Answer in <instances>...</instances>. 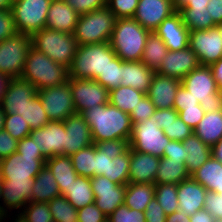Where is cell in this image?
I'll use <instances>...</instances> for the list:
<instances>
[{
	"label": "cell",
	"instance_id": "60",
	"mask_svg": "<svg viewBox=\"0 0 222 222\" xmlns=\"http://www.w3.org/2000/svg\"><path fill=\"white\" fill-rule=\"evenodd\" d=\"M187 152H185V147L182 141L171 140L168 146L165 147L163 152V157L170 158L175 161H183L187 158Z\"/></svg>",
	"mask_w": 222,
	"mask_h": 222
},
{
	"label": "cell",
	"instance_id": "3",
	"mask_svg": "<svg viewBox=\"0 0 222 222\" xmlns=\"http://www.w3.org/2000/svg\"><path fill=\"white\" fill-rule=\"evenodd\" d=\"M21 78L32 83L38 91L66 82L69 70L31 46Z\"/></svg>",
	"mask_w": 222,
	"mask_h": 222
},
{
	"label": "cell",
	"instance_id": "15",
	"mask_svg": "<svg viewBox=\"0 0 222 222\" xmlns=\"http://www.w3.org/2000/svg\"><path fill=\"white\" fill-rule=\"evenodd\" d=\"M95 205L107 216L124 204L125 186L112 182L103 175L91 178Z\"/></svg>",
	"mask_w": 222,
	"mask_h": 222
},
{
	"label": "cell",
	"instance_id": "65",
	"mask_svg": "<svg viewBox=\"0 0 222 222\" xmlns=\"http://www.w3.org/2000/svg\"><path fill=\"white\" fill-rule=\"evenodd\" d=\"M206 9L215 24L222 23V0H209Z\"/></svg>",
	"mask_w": 222,
	"mask_h": 222
},
{
	"label": "cell",
	"instance_id": "54",
	"mask_svg": "<svg viewBox=\"0 0 222 222\" xmlns=\"http://www.w3.org/2000/svg\"><path fill=\"white\" fill-rule=\"evenodd\" d=\"M204 209L207 210L215 220H222V194L214 191H207Z\"/></svg>",
	"mask_w": 222,
	"mask_h": 222
},
{
	"label": "cell",
	"instance_id": "20",
	"mask_svg": "<svg viewBox=\"0 0 222 222\" xmlns=\"http://www.w3.org/2000/svg\"><path fill=\"white\" fill-rule=\"evenodd\" d=\"M37 94L35 86L21 77L10 78L0 105L6 114L22 112L27 102Z\"/></svg>",
	"mask_w": 222,
	"mask_h": 222
},
{
	"label": "cell",
	"instance_id": "72",
	"mask_svg": "<svg viewBox=\"0 0 222 222\" xmlns=\"http://www.w3.org/2000/svg\"><path fill=\"white\" fill-rule=\"evenodd\" d=\"M13 213H9L7 214L4 210H3V207L0 205V222H4L5 220H11V215ZM8 218V219H7Z\"/></svg>",
	"mask_w": 222,
	"mask_h": 222
},
{
	"label": "cell",
	"instance_id": "59",
	"mask_svg": "<svg viewBox=\"0 0 222 222\" xmlns=\"http://www.w3.org/2000/svg\"><path fill=\"white\" fill-rule=\"evenodd\" d=\"M18 140L5 130L0 131V160L9 157L17 151Z\"/></svg>",
	"mask_w": 222,
	"mask_h": 222
},
{
	"label": "cell",
	"instance_id": "13",
	"mask_svg": "<svg viewBox=\"0 0 222 222\" xmlns=\"http://www.w3.org/2000/svg\"><path fill=\"white\" fill-rule=\"evenodd\" d=\"M70 89L76 113L109 103V91L94 79L70 78Z\"/></svg>",
	"mask_w": 222,
	"mask_h": 222
},
{
	"label": "cell",
	"instance_id": "52",
	"mask_svg": "<svg viewBox=\"0 0 222 222\" xmlns=\"http://www.w3.org/2000/svg\"><path fill=\"white\" fill-rule=\"evenodd\" d=\"M79 15L107 6V0H65Z\"/></svg>",
	"mask_w": 222,
	"mask_h": 222
},
{
	"label": "cell",
	"instance_id": "35",
	"mask_svg": "<svg viewBox=\"0 0 222 222\" xmlns=\"http://www.w3.org/2000/svg\"><path fill=\"white\" fill-rule=\"evenodd\" d=\"M147 94L130 86L120 85L109 92V103L130 114Z\"/></svg>",
	"mask_w": 222,
	"mask_h": 222
},
{
	"label": "cell",
	"instance_id": "16",
	"mask_svg": "<svg viewBox=\"0 0 222 222\" xmlns=\"http://www.w3.org/2000/svg\"><path fill=\"white\" fill-rule=\"evenodd\" d=\"M48 159L64 153L65 127L63 121H50L46 126L31 130L29 135Z\"/></svg>",
	"mask_w": 222,
	"mask_h": 222
},
{
	"label": "cell",
	"instance_id": "31",
	"mask_svg": "<svg viewBox=\"0 0 222 222\" xmlns=\"http://www.w3.org/2000/svg\"><path fill=\"white\" fill-rule=\"evenodd\" d=\"M187 152L185 160L186 169L191 176L198 170L211 156V147L201 141L194 133L182 141Z\"/></svg>",
	"mask_w": 222,
	"mask_h": 222
},
{
	"label": "cell",
	"instance_id": "7",
	"mask_svg": "<svg viewBox=\"0 0 222 222\" xmlns=\"http://www.w3.org/2000/svg\"><path fill=\"white\" fill-rule=\"evenodd\" d=\"M52 0H14L12 14L16 32L32 35L46 27Z\"/></svg>",
	"mask_w": 222,
	"mask_h": 222
},
{
	"label": "cell",
	"instance_id": "66",
	"mask_svg": "<svg viewBox=\"0 0 222 222\" xmlns=\"http://www.w3.org/2000/svg\"><path fill=\"white\" fill-rule=\"evenodd\" d=\"M209 67L211 68L213 78L217 83L219 91L222 92V57L216 63H213Z\"/></svg>",
	"mask_w": 222,
	"mask_h": 222
},
{
	"label": "cell",
	"instance_id": "17",
	"mask_svg": "<svg viewBox=\"0 0 222 222\" xmlns=\"http://www.w3.org/2000/svg\"><path fill=\"white\" fill-rule=\"evenodd\" d=\"M65 146L62 155L71 156L80 149L94 144L92 132L81 113H74L64 121Z\"/></svg>",
	"mask_w": 222,
	"mask_h": 222
},
{
	"label": "cell",
	"instance_id": "45",
	"mask_svg": "<svg viewBox=\"0 0 222 222\" xmlns=\"http://www.w3.org/2000/svg\"><path fill=\"white\" fill-rule=\"evenodd\" d=\"M20 214L27 222H53L48 203L30 201Z\"/></svg>",
	"mask_w": 222,
	"mask_h": 222
},
{
	"label": "cell",
	"instance_id": "28",
	"mask_svg": "<svg viewBox=\"0 0 222 222\" xmlns=\"http://www.w3.org/2000/svg\"><path fill=\"white\" fill-rule=\"evenodd\" d=\"M155 73L141 61H122L121 85L130 86L147 94Z\"/></svg>",
	"mask_w": 222,
	"mask_h": 222
},
{
	"label": "cell",
	"instance_id": "40",
	"mask_svg": "<svg viewBox=\"0 0 222 222\" xmlns=\"http://www.w3.org/2000/svg\"><path fill=\"white\" fill-rule=\"evenodd\" d=\"M130 147L114 159H109L108 176L112 182L126 186L129 183Z\"/></svg>",
	"mask_w": 222,
	"mask_h": 222
},
{
	"label": "cell",
	"instance_id": "8",
	"mask_svg": "<svg viewBox=\"0 0 222 222\" xmlns=\"http://www.w3.org/2000/svg\"><path fill=\"white\" fill-rule=\"evenodd\" d=\"M181 85L206 109L222 105L221 91L209 66L200 65L192 70L181 80Z\"/></svg>",
	"mask_w": 222,
	"mask_h": 222
},
{
	"label": "cell",
	"instance_id": "63",
	"mask_svg": "<svg viewBox=\"0 0 222 222\" xmlns=\"http://www.w3.org/2000/svg\"><path fill=\"white\" fill-rule=\"evenodd\" d=\"M16 152L24 155H43L36 142L30 136L18 141Z\"/></svg>",
	"mask_w": 222,
	"mask_h": 222
},
{
	"label": "cell",
	"instance_id": "4",
	"mask_svg": "<svg viewBox=\"0 0 222 222\" xmlns=\"http://www.w3.org/2000/svg\"><path fill=\"white\" fill-rule=\"evenodd\" d=\"M116 56L109 42L80 45L68 69L69 78L96 80Z\"/></svg>",
	"mask_w": 222,
	"mask_h": 222
},
{
	"label": "cell",
	"instance_id": "38",
	"mask_svg": "<svg viewBox=\"0 0 222 222\" xmlns=\"http://www.w3.org/2000/svg\"><path fill=\"white\" fill-rule=\"evenodd\" d=\"M179 12L189 31L207 30L216 26L206 8H183Z\"/></svg>",
	"mask_w": 222,
	"mask_h": 222
},
{
	"label": "cell",
	"instance_id": "76",
	"mask_svg": "<svg viewBox=\"0 0 222 222\" xmlns=\"http://www.w3.org/2000/svg\"><path fill=\"white\" fill-rule=\"evenodd\" d=\"M215 27L218 29L219 34L222 36V23L216 24Z\"/></svg>",
	"mask_w": 222,
	"mask_h": 222
},
{
	"label": "cell",
	"instance_id": "33",
	"mask_svg": "<svg viewBox=\"0 0 222 222\" xmlns=\"http://www.w3.org/2000/svg\"><path fill=\"white\" fill-rule=\"evenodd\" d=\"M153 197H155V184L128 183L125 186L124 204L130 209L145 212Z\"/></svg>",
	"mask_w": 222,
	"mask_h": 222
},
{
	"label": "cell",
	"instance_id": "6",
	"mask_svg": "<svg viewBox=\"0 0 222 222\" xmlns=\"http://www.w3.org/2000/svg\"><path fill=\"white\" fill-rule=\"evenodd\" d=\"M116 20L107 6L80 15L73 33L78 46L109 42Z\"/></svg>",
	"mask_w": 222,
	"mask_h": 222
},
{
	"label": "cell",
	"instance_id": "56",
	"mask_svg": "<svg viewBox=\"0 0 222 222\" xmlns=\"http://www.w3.org/2000/svg\"><path fill=\"white\" fill-rule=\"evenodd\" d=\"M198 105H200V101L194 98L191 93L181 85L176 93L173 108L180 112L185 108L195 107Z\"/></svg>",
	"mask_w": 222,
	"mask_h": 222
},
{
	"label": "cell",
	"instance_id": "73",
	"mask_svg": "<svg viewBox=\"0 0 222 222\" xmlns=\"http://www.w3.org/2000/svg\"><path fill=\"white\" fill-rule=\"evenodd\" d=\"M5 116H6V113L3 111L0 105V131L4 130Z\"/></svg>",
	"mask_w": 222,
	"mask_h": 222
},
{
	"label": "cell",
	"instance_id": "25",
	"mask_svg": "<svg viewBox=\"0 0 222 222\" xmlns=\"http://www.w3.org/2000/svg\"><path fill=\"white\" fill-rule=\"evenodd\" d=\"M207 189L196 182L191 176L177 185L178 206L185 215L192 216L204 209Z\"/></svg>",
	"mask_w": 222,
	"mask_h": 222
},
{
	"label": "cell",
	"instance_id": "21",
	"mask_svg": "<svg viewBox=\"0 0 222 222\" xmlns=\"http://www.w3.org/2000/svg\"><path fill=\"white\" fill-rule=\"evenodd\" d=\"M155 32L169 51H178L189 47L190 31L183 23L182 16L178 11L165 18Z\"/></svg>",
	"mask_w": 222,
	"mask_h": 222
},
{
	"label": "cell",
	"instance_id": "14",
	"mask_svg": "<svg viewBox=\"0 0 222 222\" xmlns=\"http://www.w3.org/2000/svg\"><path fill=\"white\" fill-rule=\"evenodd\" d=\"M189 47L202 66H210L222 57V36L216 27L189 33Z\"/></svg>",
	"mask_w": 222,
	"mask_h": 222
},
{
	"label": "cell",
	"instance_id": "11",
	"mask_svg": "<svg viewBox=\"0 0 222 222\" xmlns=\"http://www.w3.org/2000/svg\"><path fill=\"white\" fill-rule=\"evenodd\" d=\"M37 94L50 121H64L68 116L76 113L70 78L60 85L38 90Z\"/></svg>",
	"mask_w": 222,
	"mask_h": 222
},
{
	"label": "cell",
	"instance_id": "44",
	"mask_svg": "<svg viewBox=\"0 0 222 222\" xmlns=\"http://www.w3.org/2000/svg\"><path fill=\"white\" fill-rule=\"evenodd\" d=\"M122 80V60L119 57H115L111 60L103 73L96 78L103 87L109 92L116 89L121 85Z\"/></svg>",
	"mask_w": 222,
	"mask_h": 222
},
{
	"label": "cell",
	"instance_id": "49",
	"mask_svg": "<svg viewBox=\"0 0 222 222\" xmlns=\"http://www.w3.org/2000/svg\"><path fill=\"white\" fill-rule=\"evenodd\" d=\"M107 219L109 222H145V213L130 209L125 204H122Z\"/></svg>",
	"mask_w": 222,
	"mask_h": 222
},
{
	"label": "cell",
	"instance_id": "1",
	"mask_svg": "<svg viewBox=\"0 0 222 222\" xmlns=\"http://www.w3.org/2000/svg\"><path fill=\"white\" fill-rule=\"evenodd\" d=\"M81 114L90 127L94 144L116 139L130 141L133 129L130 115L110 103L93 106Z\"/></svg>",
	"mask_w": 222,
	"mask_h": 222
},
{
	"label": "cell",
	"instance_id": "36",
	"mask_svg": "<svg viewBox=\"0 0 222 222\" xmlns=\"http://www.w3.org/2000/svg\"><path fill=\"white\" fill-rule=\"evenodd\" d=\"M63 195L76 209L94 203L91 178L78 176Z\"/></svg>",
	"mask_w": 222,
	"mask_h": 222
},
{
	"label": "cell",
	"instance_id": "5",
	"mask_svg": "<svg viewBox=\"0 0 222 222\" xmlns=\"http://www.w3.org/2000/svg\"><path fill=\"white\" fill-rule=\"evenodd\" d=\"M31 46L69 69L78 44L74 34L43 28L31 35Z\"/></svg>",
	"mask_w": 222,
	"mask_h": 222
},
{
	"label": "cell",
	"instance_id": "29",
	"mask_svg": "<svg viewBox=\"0 0 222 222\" xmlns=\"http://www.w3.org/2000/svg\"><path fill=\"white\" fill-rule=\"evenodd\" d=\"M45 165L55 177L61 195L66 192V188H69L79 176L75 172L71 157L67 155L50 157L45 161Z\"/></svg>",
	"mask_w": 222,
	"mask_h": 222
},
{
	"label": "cell",
	"instance_id": "12",
	"mask_svg": "<svg viewBox=\"0 0 222 222\" xmlns=\"http://www.w3.org/2000/svg\"><path fill=\"white\" fill-rule=\"evenodd\" d=\"M47 159L43 155H24L17 152L0 160L3 180L34 181Z\"/></svg>",
	"mask_w": 222,
	"mask_h": 222
},
{
	"label": "cell",
	"instance_id": "55",
	"mask_svg": "<svg viewBox=\"0 0 222 222\" xmlns=\"http://www.w3.org/2000/svg\"><path fill=\"white\" fill-rule=\"evenodd\" d=\"M107 217L95 203L78 209V222H103Z\"/></svg>",
	"mask_w": 222,
	"mask_h": 222
},
{
	"label": "cell",
	"instance_id": "24",
	"mask_svg": "<svg viewBox=\"0 0 222 222\" xmlns=\"http://www.w3.org/2000/svg\"><path fill=\"white\" fill-rule=\"evenodd\" d=\"M33 183L34 181L3 180L1 206L7 214L12 210L20 213L30 202Z\"/></svg>",
	"mask_w": 222,
	"mask_h": 222
},
{
	"label": "cell",
	"instance_id": "26",
	"mask_svg": "<svg viewBox=\"0 0 222 222\" xmlns=\"http://www.w3.org/2000/svg\"><path fill=\"white\" fill-rule=\"evenodd\" d=\"M79 17L80 15L65 0H52L45 28L73 34Z\"/></svg>",
	"mask_w": 222,
	"mask_h": 222
},
{
	"label": "cell",
	"instance_id": "61",
	"mask_svg": "<svg viewBox=\"0 0 222 222\" xmlns=\"http://www.w3.org/2000/svg\"><path fill=\"white\" fill-rule=\"evenodd\" d=\"M117 156L119 155L104 154L95 146L94 176H108L109 159H114Z\"/></svg>",
	"mask_w": 222,
	"mask_h": 222
},
{
	"label": "cell",
	"instance_id": "62",
	"mask_svg": "<svg viewBox=\"0 0 222 222\" xmlns=\"http://www.w3.org/2000/svg\"><path fill=\"white\" fill-rule=\"evenodd\" d=\"M151 117H154L158 123L159 128L162 129V126H166L171 121L176 120L178 117V111L174 108L156 109Z\"/></svg>",
	"mask_w": 222,
	"mask_h": 222
},
{
	"label": "cell",
	"instance_id": "74",
	"mask_svg": "<svg viewBox=\"0 0 222 222\" xmlns=\"http://www.w3.org/2000/svg\"><path fill=\"white\" fill-rule=\"evenodd\" d=\"M17 212L15 213V216H12V220H14V222H27L20 213H18L17 215ZM16 218V219H15ZM11 222V221H10Z\"/></svg>",
	"mask_w": 222,
	"mask_h": 222
},
{
	"label": "cell",
	"instance_id": "75",
	"mask_svg": "<svg viewBox=\"0 0 222 222\" xmlns=\"http://www.w3.org/2000/svg\"><path fill=\"white\" fill-rule=\"evenodd\" d=\"M2 188H3V178L0 175V201L2 200ZM1 205V202H0Z\"/></svg>",
	"mask_w": 222,
	"mask_h": 222
},
{
	"label": "cell",
	"instance_id": "47",
	"mask_svg": "<svg viewBox=\"0 0 222 222\" xmlns=\"http://www.w3.org/2000/svg\"><path fill=\"white\" fill-rule=\"evenodd\" d=\"M164 134L170 140L184 141L193 134V129L178 116L176 120L171 121L166 126H162Z\"/></svg>",
	"mask_w": 222,
	"mask_h": 222
},
{
	"label": "cell",
	"instance_id": "46",
	"mask_svg": "<svg viewBox=\"0 0 222 222\" xmlns=\"http://www.w3.org/2000/svg\"><path fill=\"white\" fill-rule=\"evenodd\" d=\"M4 130L14 139L22 140L31 133V129L25 119L18 114H6Z\"/></svg>",
	"mask_w": 222,
	"mask_h": 222
},
{
	"label": "cell",
	"instance_id": "34",
	"mask_svg": "<svg viewBox=\"0 0 222 222\" xmlns=\"http://www.w3.org/2000/svg\"><path fill=\"white\" fill-rule=\"evenodd\" d=\"M190 175L183 161H175L170 158L161 157L155 178V184H179Z\"/></svg>",
	"mask_w": 222,
	"mask_h": 222
},
{
	"label": "cell",
	"instance_id": "71",
	"mask_svg": "<svg viewBox=\"0 0 222 222\" xmlns=\"http://www.w3.org/2000/svg\"><path fill=\"white\" fill-rule=\"evenodd\" d=\"M14 0H0V10H11Z\"/></svg>",
	"mask_w": 222,
	"mask_h": 222
},
{
	"label": "cell",
	"instance_id": "32",
	"mask_svg": "<svg viewBox=\"0 0 222 222\" xmlns=\"http://www.w3.org/2000/svg\"><path fill=\"white\" fill-rule=\"evenodd\" d=\"M191 177L208 191L221 193L222 163L212 156Z\"/></svg>",
	"mask_w": 222,
	"mask_h": 222
},
{
	"label": "cell",
	"instance_id": "18",
	"mask_svg": "<svg viewBox=\"0 0 222 222\" xmlns=\"http://www.w3.org/2000/svg\"><path fill=\"white\" fill-rule=\"evenodd\" d=\"M175 11L172 0H139L134 19L145 29L154 32L162 21Z\"/></svg>",
	"mask_w": 222,
	"mask_h": 222
},
{
	"label": "cell",
	"instance_id": "41",
	"mask_svg": "<svg viewBox=\"0 0 222 222\" xmlns=\"http://www.w3.org/2000/svg\"><path fill=\"white\" fill-rule=\"evenodd\" d=\"M72 164L75 172L79 176L92 178L94 177L95 168V144H91L86 148L80 149L71 156Z\"/></svg>",
	"mask_w": 222,
	"mask_h": 222
},
{
	"label": "cell",
	"instance_id": "53",
	"mask_svg": "<svg viewBox=\"0 0 222 222\" xmlns=\"http://www.w3.org/2000/svg\"><path fill=\"white\" fill-rule=\"evenodd\" d=\"M95 146L104 154L121 155L129 148V141L122 139L100 141L95 143Z\"/></svg>",
	"mask_w": 222,
	"mask_h": 222
},
{
	"label": "cell",
	"instance_id": "57",
	"mask_svg": "<svg viewBox=\"0 0 222 222\" xmlns=\"http://www.w3.org/2000/svg\"><path fill=\"white\" fill-rule=\"evenodd\" d=\"M16 32L12 10H0V42L13 36Z\"/></svg>",
	"mask_w": 222,
	"mask_h": 222
},
{
	"label": "cell",
	"instance_id": "48",
	"mask_svg": "<svg viewBox=\"0 0 222 222\" xmlns=\"http://www.w3.org/2000/svg\"><path fill=\"white\" fill-rule=\"evenodd\" d=\"M138 3L139 0H107V7L117 19L133 18Z\"/></svg>",
	"mask_w": 222,
	"mask_h": 222
},
{
	"label": "cell",
	"instance_id": "42",
	"mask_svg": "<svg viewBox=\"0 0 222 222\" xmlns=\"http://www.w3.org/2000/svg\"><path fill=\"white\" fill-rule=\"evenodd\" d=\"M53 222H78L76 209L64 195H59L48 202Z\"/></svg>",
	"mask_w": 222,
	"mask_h": 222
},
{
	"label": "cell",
	"instance_id": "50",
	"mask_svg": "<svg viewBox=\"0 0 222 222\" xmlns=\"http://www.w3.org/2000/svg\"><path fill=\"white\" fill-rule=\"evenodd\" d=\"M156 107L151 102V99L146 95L138 104L136 108H133L132 112L129 114L132 123H139L149 119L154 112Z\"/></svg>",
	"mask_w": 222,
	"mask_h": 222
},
{
	"label": "cell",
	"instance_id": "37",
	"mask_svg": "<svg viewBox=\"0 0 222 222\" xmlns=\"http://www.w3.org/2000/svg\"><path fill=\"white\" fill-rule=\"evenodd\" d=\"M168 51V48L158 34L155 31L150 32L146 39L141 62L156 72Z\"/></svg>",
	"mask_w": 222,
	"mask_h": 222
},
{
	"label": "cell",
	"instance_id": "58",
	"mask_svg": "<svg viewBox=\"0 0 222 222\" xmlns=\"http://www.w3.org/2000/svg\"><path fill=\"white\" fill-rule=\"evenodd\" d=\"M144 213L145 222H166L167 215L155 197L146 206Z\"/></svg>",
	"mask_w": 222,
	"mask_h": 222
},
{
	"label": "cell",
	"instance_id": "9",
	"mask_svg": "<svg viewBox=\"0 0 222 222\" xmlns=\"http://www.w3.org/2000/svg\"><path fill=\"white\" fill-rule=\"evenodd\" d=\"M31 36L20 32L0 42V73L10 78L21 77Z\"/></svg>",
	"mask_w": 222,
	"mask_h": 222
},
{
	"label": "cell",
	"instance_id": "51",
	"mask_svg": "<svg viewBox=\"0 0 222 222\" xmlns=\"http://www.w3.org/2000/svg\"><path fill=\"white\" fill-rule=\"evenodd\" d=\"M206 110L207 109L202 105H198L181 110L178 112V116L186 123V125L194 130L205 115Z\"/></svg>",
	"mask_w": 222,
	"mask_h": 222
},
{
	"label": "cell",
	"instance_id": "67",
	"mask_svg": "<svg viewBox=\"0 0 222 222\" xmlns=\"http://www.w3.org/2000/svg\"><path fill=\"white\" fill-rule=\"evenodd\" d=\"M215 218L205 209L198 210L190 216V222H215Z\"/></svg>",
	"mask_w": 222,
	"mask_h": 222
},
{
	"label": "cell",
	"instance_id": "70",
	"mask_svg": "<svg viewBox=\"0 0 222 222\" xmlns=\"http://www.w3.org/2000/svg\"><path fill=\"white\" fill-rule=\"evenodd\" d=\"M10 81V77L5 74L0 73V101L3 97V94L6 92V88Z\"/></svg>",
	"mask_w": 222,
	"mask_h": 222
},
{
	"label": "cell",
	"instance_id": "22",
	"mask_svg": "<svg viewBox=\"0 0 222 222\" xmlns=\"http://www.w3.org/2000/svg\"><path fill=\"white\" fill-rule=\"evenodd\" d=\"M181 80L158 74L153 76L152 83L147 92L156 109L173 108L174 100Z\"/></svg>",
	"mask_w": 222,
	"mask_h": 222
},
{
	"label": "cell",
	"instance_id": "68",
	"mask_svg": "<svg viewBox=\"0 0 222 222\" xmlns=\"http://www.w3.org/2000/svg\"><path fill=\"white\" fill-rule=\"evenodd\" d=\"M166 222H190V216L185 215L181 210L168 214Z\"/></svg>",
	"mask_w": 222,
	"mask_h": 222
},
{
	"label": "cell",
	"instance_id": "43",
	"mask_svg": "<svg viewBox=\"0 0 222 222\" xmlns=\"http://www.w3.org/2000/svg\"><path fill=\"white\" fill-rule=\"evenodd\" d=\"M155 198L166 215L179 210L177 184H155Z\"/></svg>",
	"mask_w": 222,
	"mask_h": 222
},
{
	"label": "cell",
	"instance_id": "23",
	"mask_svg": "<svg viewBox=\"0 0 222 222\" xmlns=\"http://www.w3.org/2000/svg\"><path fill=\"white\" fill-rule=\"evenodd\" d=\"M160 157L130 148L129 183L155 184Z\"/></svg>",
	"mask_w": 222,
	"mask_h": 222
},
{
	"label": "cell",
	"instance_id": "10",
	"mask_svg": "<svg viewBox=\"0 0 222 222\" xmlns=\"http://www.w3.org/2000/svg\"><path fill=\"white\" fill-rule=\"evenodd\" d=\"M171 140L159 128L154 117L133 124L129 147L132 150L163 157V152Z\"/></svg>",
	"mask_w": 222,
	"mask_h": 222
},
{
	"label": "cell",
	"instance_id": "39",
	"mask_svg": "<svg viewBox=\"0 0 222 222\" xmlns=\"http://www.w3.org/2000/svg\"><path fill=\"white\" fill-rule=\"evenodd\" d=\"M19 115L25 119L31 130L44 127L50 122L38 94L27 102Z\"/></svg>",
	"mask_w": 222,
	"mask_h": 222
},
{
	"label": "cell",
	"instance_id": "19",
	"mask_svg": "<svg viewBox=\"0 0 222 222\" xmlns=\"http://www.w3.org/2000/svg\"><path fill=\"white\" fill-rule=\"evenodd\" d=\"M200 66L196 53L187 47L183 50L168 51L162 59L158 74L182 80L192 70Z\"/></svg>",
	"mask_w": 222,
	"mask_h": 222
},
{
	"label": "cell",
	"instance_id": "64",
	"mask_svg": "<svg viewBox=\"0 0 222 222\" xmlns=\"http://www.w3.org/2000/svg\"><path fill=\"white\" fill-rule=\"evenodd\" d=\"M209 0H172L175 11L183 8H206Z\"/></svg>",
	"mask_w": 222,
	"mask_h": 222
},
{
	"label": "cell",
	"instance_id": "2",
	"mask_svg": "<svg viewBox=\"0 0 222 222\" xmlns=\"http://www.w3.org/2000/svg\"><path fill=\"white\" fill-rule=\"evenodd\" d=\"M149 30L134 18L116 20L110 46L122 61H141Z\"/></svg>",
	"mask_w": 222,
	"mask_h": 222
},
{
	"label": "cell",
	"instance_id": "27",
	"mask_svg": "<svg viewBox=\"0 0 222 222\" xmlns=\"http://www.w3.org/2000/svg\"><path fill=\"white\" fill-rule=\"evenodd\" d=\"M193 133L206 145L214 146L222 138V105L208 108Z\"/></svg>",
	"mask_w": 222,
	"mask_h": 222
},
{
	"label": "cell",
	"instance_id": "30",
	"mask_svg": "<svg viewBox=\"0 0 222 222\" xmlns=\"http://www.w3.org/2000/svg\"><path fill=\"white\" fill-rule=\"evenodd\" d=\"M59 195H61V193L55 177L49 168L44 165L34 178L30 201L48 203Z\"/></svg>",
	"mask_w": 222,
	"mask_h": 222
},
{
	"label": "cell",
	"instance_id": "69",
	"mask_svg": "<svg viewBox=\"0 0 222 222\" xmlns=\"http://www.w3.org/2000/svg\"><path fill=\"white\" fill-rule=\"evenodd\" d=\"M211 156L222 163V138L211 147Z\"/></svg>",
	"mask_w": 222,
	"mask_h": 222
}]
</instances>
